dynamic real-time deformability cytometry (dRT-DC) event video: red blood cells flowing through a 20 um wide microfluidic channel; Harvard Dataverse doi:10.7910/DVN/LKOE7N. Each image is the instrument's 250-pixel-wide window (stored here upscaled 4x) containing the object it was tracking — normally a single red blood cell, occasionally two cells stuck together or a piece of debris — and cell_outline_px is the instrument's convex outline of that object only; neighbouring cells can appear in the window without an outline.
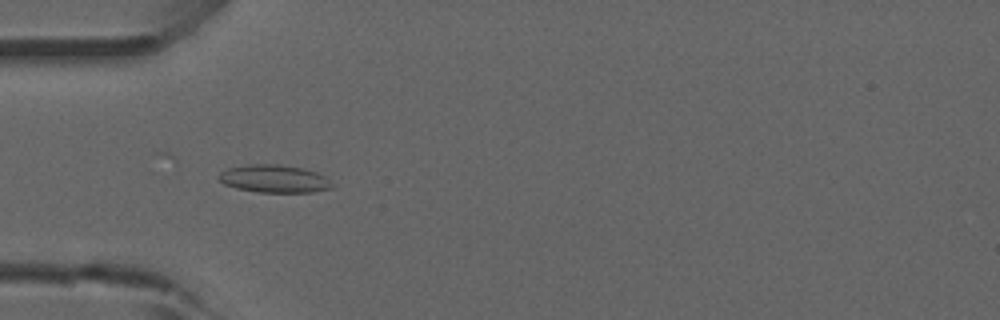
{"species": "common noctule bat (a hibernating species)", "species_latin": "Nyctalus noctula", "temperature_condition": "room temperature", "stored_images_in_passage": 8, "camera_frame_rate_fps": 3000, "um_per_image_px": 0.085, "animal": {"sex": "male", "forearm_length_mm": 52.5}, "frame": {"image": 1, "passage_image": 4, "time_ms": 1.0, "image_size_px": [1000, 320], "cell_outline_px": [[336, 184], [332, 188], [312, 192], [256, 192], [236, 188], [224, 184], [216, 176], [220, 172], [228, 168], [248, 164], [280, 164], [300, 168], [316, 172], [328, 176]], "centroid_in_image_um": [23.35, 15.19], "position_along_channel_um": 61.7, "area_um2": 18.61}}
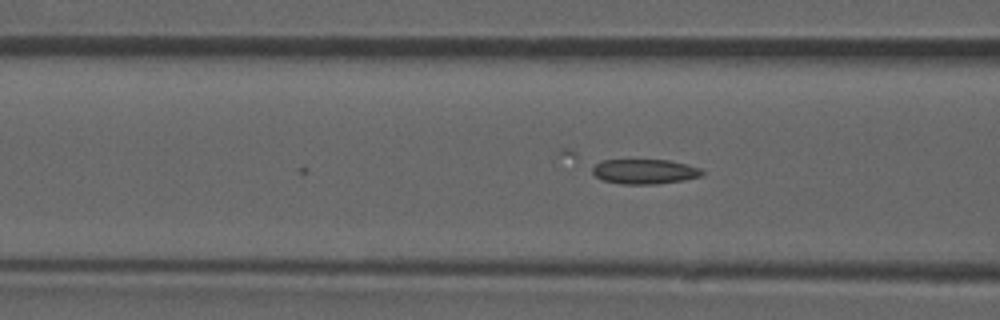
{"frame": {"image": 2, "passage_image": 8, "time_ms": 2.333, "image_size_px": [1000, 320], "cell_outline_px": [[704, 172], [700, 176], [684, 180], [656, 184], [624, 184], [604, 180], [596, 176], [592, 172], [592, 164], [600, 160], [668, 160], [688, 164], [700, 168]], "centroid_in_image_um": [54.77, 14.57], "position_along_channel_um": 111.8, "area_um2": 15.9}}